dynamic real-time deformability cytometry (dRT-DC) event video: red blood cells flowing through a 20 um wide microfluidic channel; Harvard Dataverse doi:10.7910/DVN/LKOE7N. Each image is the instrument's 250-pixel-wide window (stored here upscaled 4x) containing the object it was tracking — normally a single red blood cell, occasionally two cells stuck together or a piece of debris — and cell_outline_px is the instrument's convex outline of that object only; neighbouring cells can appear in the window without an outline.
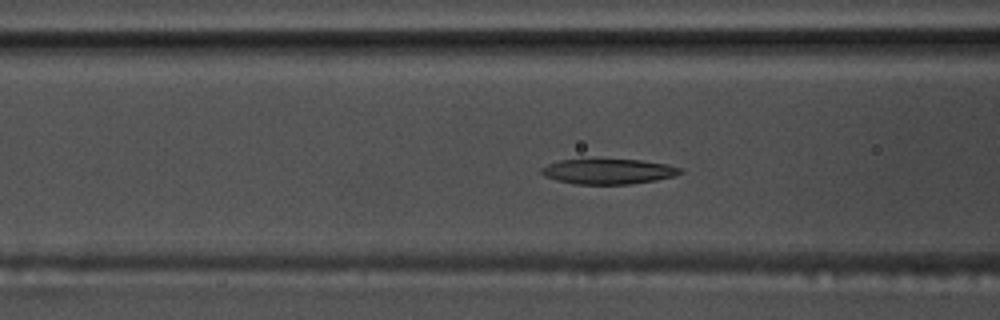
{"species": "common noctule bat (a hibernating species)", "species_latin": "Nyctalus noctula", "temperature_condition": "warm", "stored_images_in_passage": 57, "camera_frame_rate_fps": 3000, "um_per_image_px": 0.085, "animal": {"sex": "male", "body_mass_g": 17.5, "forearm_length_mm": 52.3}, "frame": {"image": 1, "passage_image": 23, "time_ms": 7.333, "image_size_px": [1000, 320], "cell_outline_px": [[684, 172], [672, 176], [656, 180], [628, 184], [576, 184], [556, 180], [544, 176], [540, 172], [540, 168], [548, 164], [560, 160], [640, 160], [668, 164], [680, 168]], "centroid_in_image_um": [51.69, 14.58], "position_along_channel_um": 114.9, "area_um2": 20.17}}
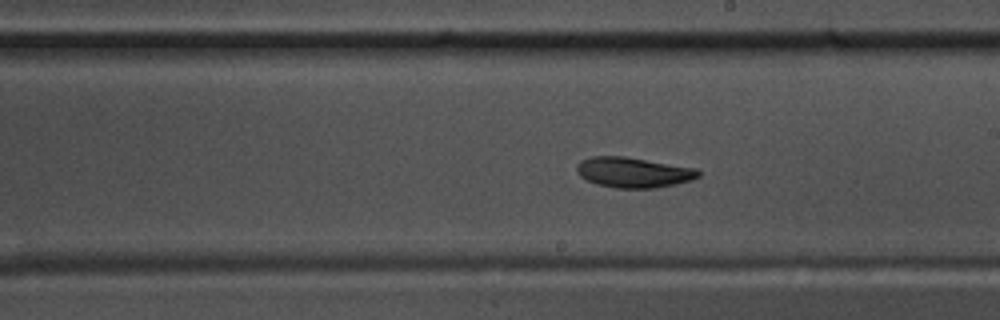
{"frame": {"image": 2, "passage_image": 33, "time_ms": 10.667, "image_size_px": [1000, 320], "cell_outline_px": [[700, 176], [692, 180], [676, 184], [656, 188], [616, 188], [596, 184], [580, 176], [576, 172], [576, 164], [580, 160], [592, 156], [624, 156], [696, 168], [700, 172]], "centroid_in_image_um": [53.82, 14.65], "position_along_channel_um": 235.2, "area_um2": 21.62}}
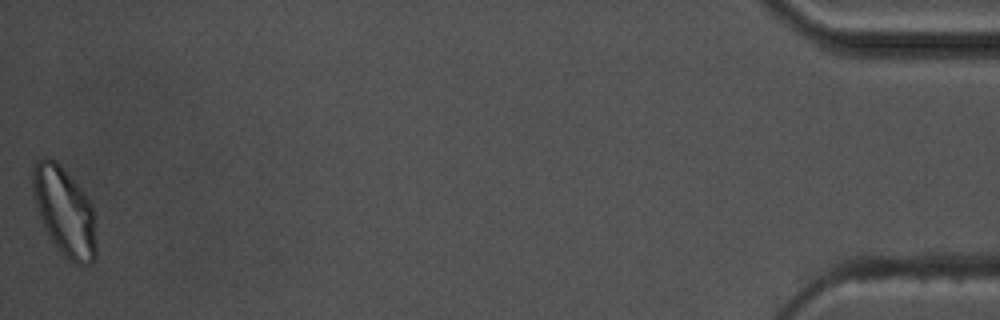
{"frame": {"image": 3, "passage_image": 57, "time_ms": 18.667, "image_size_px": [1000, 320], "cell_outline_px": [[96, 260], [92, 264], [76, 264], [64, 256], [56, 248], [40, 216], [32, 196], [32, 168], [36, 160], [44, 156], [48, 156], [84, 192], [92, 204], [96, 240]], "centroid_in_image_um": [5.48, 18.01], "position_along_channel_um": 429.7, "area_um2": 32.43}, "authors_computed_cell_mechanics": {"area_um2": 21.7328, "velocity_mm_per_s": 3.6232, "shape_relaxation_time_tau1_ms": 4.9045, "shape_relaxation_time_tau2_ms": 5.2765, "deformation_change_tau1": 0.1636, "deformation_change_tau2": 0.1101}}